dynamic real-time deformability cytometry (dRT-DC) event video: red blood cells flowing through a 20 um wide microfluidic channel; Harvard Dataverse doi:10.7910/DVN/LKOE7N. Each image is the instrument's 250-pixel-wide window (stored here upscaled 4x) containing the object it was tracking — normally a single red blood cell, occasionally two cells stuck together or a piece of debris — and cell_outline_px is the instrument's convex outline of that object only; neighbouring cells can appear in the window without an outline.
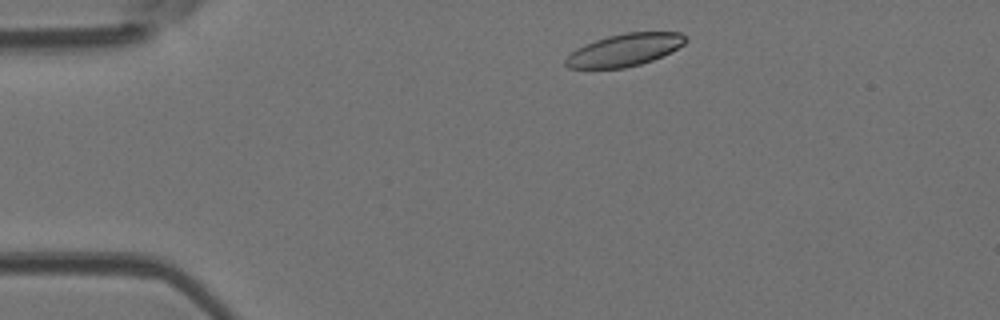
{"species": "Egyptian fruit bat (a non-hibernating species)", "species_latin": "Rousettus aegyptiacus", "temperature_condition": "room temperature", "stored_images_in_passage": 3, "camera_frame_rate_fps": 3000, "um_per_image_px": 0.085, "animal": {"sex": "female"}, "frame": {"image": 1, "passage_image": 1, "time_ms": 0.0, "image_size_px": [1000, 320], "cell_outline_px": [[688, 40], [684, 44], [652, 60], [640, 64], [624, 68], [568, 68], [564, 64], [564, 60], [576, 48], [584, 44], [608, 36], [624, 32], [680, 32], [688, 36]], "centroid_in_image_um": [53.08, 4.23], "position_along_channel_um": 31.9, "area_um2": 22.54}}
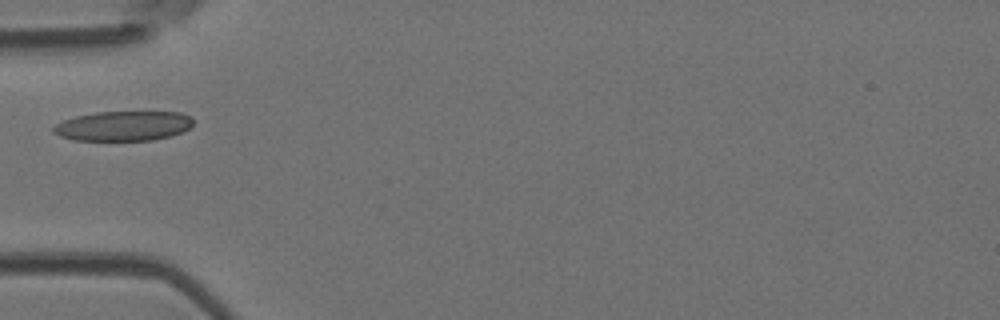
{"frame": {"image": 2, "passage_image": 3, "time_ms": 0.667, "image_size_px": [1000, 320], "cell_outline_px": [[192, 124], [184, 132], [172, 136], [152, 140], [72, 140], [60, 136], [52, 132], [52, 128], [56, 124], [64, 120], [76, 116], [96, 112], [180, 112], [192, 116]], "centroid_in_image_um": [10.5, 10.71], "position_along_channel_um": 74.5, "area_um2": 24.33}}